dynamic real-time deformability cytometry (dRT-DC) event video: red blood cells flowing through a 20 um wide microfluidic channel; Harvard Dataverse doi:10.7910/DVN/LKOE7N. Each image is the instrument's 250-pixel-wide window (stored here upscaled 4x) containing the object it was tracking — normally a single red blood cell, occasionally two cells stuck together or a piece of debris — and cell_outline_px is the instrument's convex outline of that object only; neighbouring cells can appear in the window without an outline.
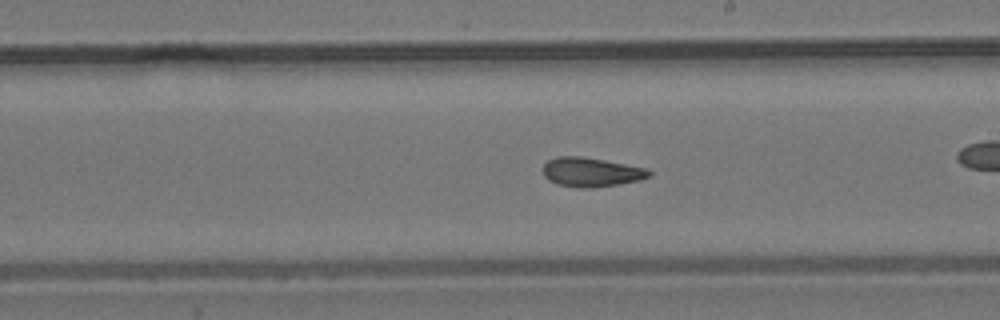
{"species": "common noctule bat (a hibernating species)", "species_latin": "Nyctalus noctula", "temperature_condition": "room temperature", "stored_images_in_passage": 45, "camera_frame_rate_fps": 3000, "um_per_image_px": 0.085, "animal": {"sex": "male", "body_mass_g": 19.2, "forearm_length_mm": 51.8}, "frame": {"image": 1, "passage_image": 20, "time_ms": 6.333, "image_size_px": [1000, 320], "cell_outline_px": [[652, 176], [640, 180], [592, 188], [576, 188], [556, 184], [548, 180], [544, 176], [544, 164], [548, 160], [556, 156], [580, 156], [604, 160], [648, 168], [652, 172]], "centroid_in_image_um": [50.26, 14.63], "position_along_channel_um": 238.7, "area_um2": 18.21}, "authors_computed_cell_mechanics": {"area_um2": 18.1492, "velocity_mm_per_s": 3.692, "shape_relaxation_time_tau1_ms": null, "shape_relaxation_time_tau2_ms": 2.341, "deformation_change_tau1": null, "deformation_change_tau2": 0.0892}}